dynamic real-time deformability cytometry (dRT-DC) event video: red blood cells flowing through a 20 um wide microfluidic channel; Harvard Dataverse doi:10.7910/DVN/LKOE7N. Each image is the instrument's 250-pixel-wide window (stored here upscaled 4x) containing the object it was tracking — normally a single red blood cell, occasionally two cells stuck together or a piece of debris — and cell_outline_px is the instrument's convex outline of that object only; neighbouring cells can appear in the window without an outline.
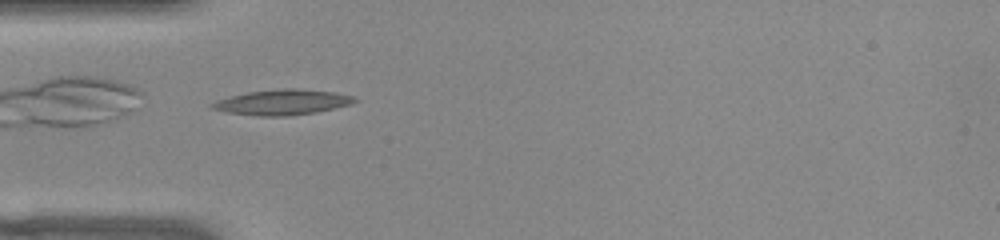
{"species": "common noctule bat (a hibernating species)", "species_latin": "Nyctalus noctula", "temperature_condition": "warm", "stored_images_in_passage": 38, "camera_frame_rate_fps": 3000, "um_per_image_px": 0.085, "animal": {"sex": "female", "body_mass_g": 22.0, "forearm_length_mm": 56.7}, "frame": {"image": 1, "passage_image": 1, "time_ms": 0.0, "image_size_px": [1000, 240], "cell_outline_px": [[356, 100], [348, 104], [316, 112], [288, 116], [256, 116], [228, 112], [208, 108], [208, 104], [216, 100], [248, 92], [284, 88], [296, 88], [332, 92], [352, 96]], "centroid_in_image_um": [23.9, 8.69], "position_along_channel_um": 61.1, "area_um2": 20.75}}
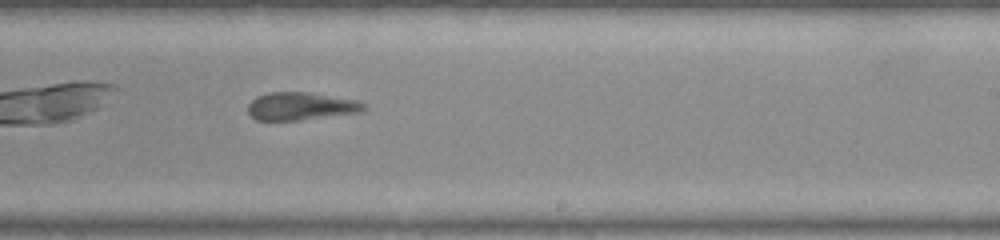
{"frame": {"image": 2, "passage_image": 17, "time_ms": 5.333, "image_size_px": [1000, 240], "cell_outline_px": [[368, 108], [360, 112], [300, 120], [256, 120], [248, 112], [248, 104], [256, 96], [268, 92], [308, 92], [356, 100], [368, 104]], "centroid_in_image_um": [25.59, 9.02], "position_along_channel_um": 263.4, "area_um2": 18.84}}
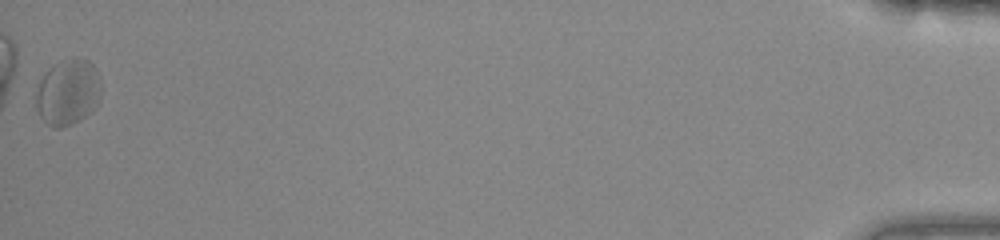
{"frame": {"image": 3, "passage_image": 38, "time_ms": 12.333, "image_size_px": [1000, 240], "cell_outline_px": [[100, 92], [96, 104], [80, 120], [72, 124], [60, 128], [56, 128], [44, 124], [36, 108], [36, 92], [40, 80], [44, 72], [52, 64], [72, 56], [76, 56], [88, 60], [92, 64], [100, 80]], "centroid_in_image_um": [5.72, 7.81], "position_along_channel_um": 429.5, "area_um2": 25.2}, "authors_computed_cell_mechanics": {"area_um2": 19.363, "velocity_mm_per_s": 3.832, "shape_relaxation_time_tau1_ms": 3.9544, "shape_relaxation_time_tau2_ms": 2.3479, "deformation_change_tau1": 0.1379, "deformation_change_tau2": 0.1247}}